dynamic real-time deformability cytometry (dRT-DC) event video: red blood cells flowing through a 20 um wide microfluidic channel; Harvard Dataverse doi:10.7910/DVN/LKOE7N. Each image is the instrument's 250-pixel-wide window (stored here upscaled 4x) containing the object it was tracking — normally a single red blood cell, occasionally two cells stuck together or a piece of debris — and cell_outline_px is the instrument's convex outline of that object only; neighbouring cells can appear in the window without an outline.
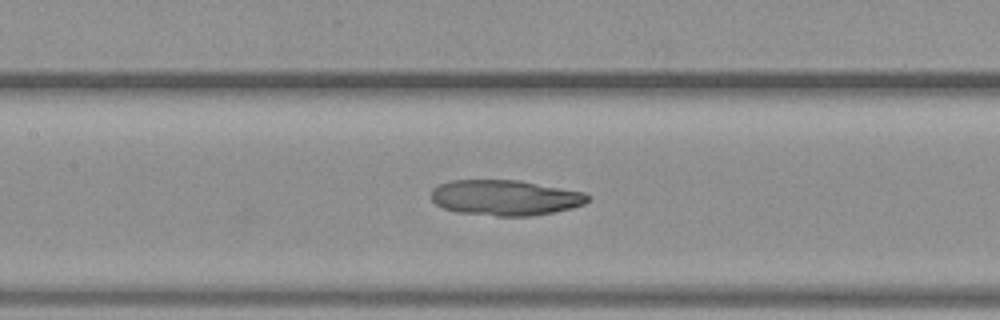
{"species": "common noctule bat (a hibernating species)", "species_latin": "Nyctalus noctula", "temperature_condition": "warm", "stored_images_in_passage": 25, "camera_frame_rate_fps": 3000, "um_per_image_px": 0.085, "animal": {"sex": "female", "body_mass_g": 19.3, "forearm_length_mm": 54.1}, "frame": {"image": 1, "passage_image": 9, "time_ms": 2.667, "image_size_px": [1000, 320], "cell_outline_px": [[592, 196], [584, 204], [572, 208], [556, 212], [532, 216], [496, 216], [456, 212], [444, 208], [436, 204], [432, 200], [432, 188], [440, 184], [452, 180], [516, 180], [584, 192]], "centroid_in_image_um": [42.96, 16.81], "position_along_channel_um": 164.4, "area_um2": 32.43}}
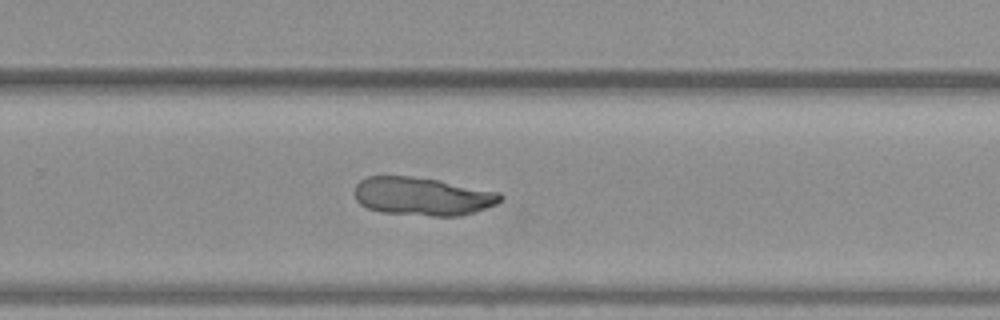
{"frame": {"image": 2, "passage_image": 19, "time_ms": 6.0, "image_size_px": [1000, 320], "cell_outline_px": [[504, 196], [496, 204], [476, 212], [460, 216], [432, 216], [380, 212], [368, 208], [360, 204], [356, 200], [352, 192], [356, 184], [360, 180], [368, 176], [408, 176], [440, 180], [500, 192]], "centroid_in_image_um": [35.89, 16.69], "position_along_channel_um": 293.9, "area_um2": 32.83}}
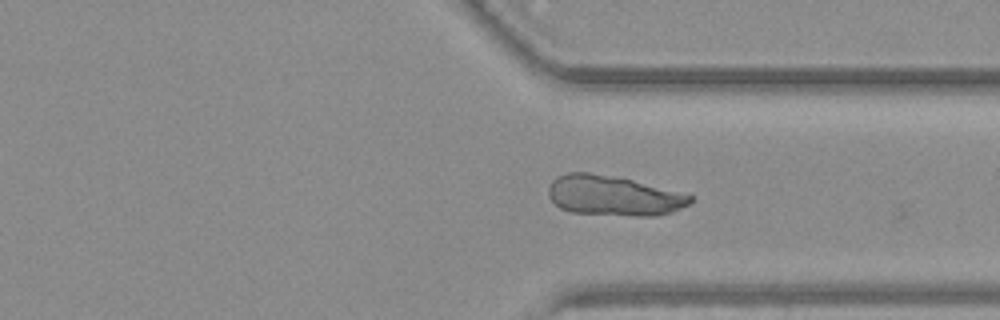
{"frame": {"image": 3, "passage_image": 24, "time_ms": 7.667, "image_size_px": [1000, 320], "cell_outline_px": [[692, 200], [688, 204], [672, 212], [656, 216], [636, 216], [568, 212], [560, 208], [548, 196], [548, 188], [552, 180], [556, 176], [568, 172], [588, 172], [632, 180], [692, 196]], "centroid_in_image_um": [52.07, 16.64], "position_along_channel_um": 359.3, "area_um2": 32.77}}